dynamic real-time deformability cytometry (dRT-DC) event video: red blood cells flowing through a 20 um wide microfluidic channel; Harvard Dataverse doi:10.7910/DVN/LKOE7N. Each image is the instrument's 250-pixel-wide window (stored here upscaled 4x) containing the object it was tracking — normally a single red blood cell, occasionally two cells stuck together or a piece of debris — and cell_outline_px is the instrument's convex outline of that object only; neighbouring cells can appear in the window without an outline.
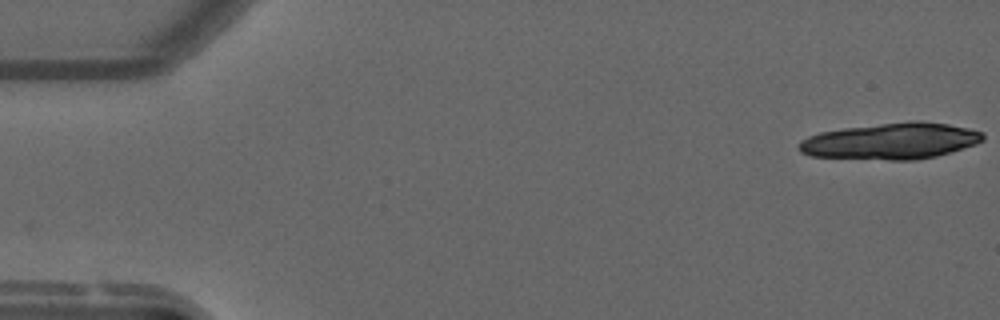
{"species": "common noctule bat (a hibernating species)", "species_latin": "Nyctalus noctula", "temperature_condition": "warm", "stored_images_in_passage": 18, "camera_frame_rate_fps": 3000, "um_per_image_px": 0.085, "animal": {"sex": "male", "forearm_length_mm": 52.5}, "frame": {"image": 1, "passage_image": 1, "time_ms": 0.0, "image_size_px": [1000, 320], "cell_outline_px": [[984, 140], [976, 144], [936, 156], [916, 160], [888, 160], [812, 156], [800, 152], [796, 144], [800, 140], [808, 136], [820, 132], [844, 128], [912, 120], [920, 120], [948, 124], [968, 128], [984, 132]], "centroid_in_image_um": [75.73, 11.99], "position_along_channel_um": 9.3, "area_um2": 39.13}}